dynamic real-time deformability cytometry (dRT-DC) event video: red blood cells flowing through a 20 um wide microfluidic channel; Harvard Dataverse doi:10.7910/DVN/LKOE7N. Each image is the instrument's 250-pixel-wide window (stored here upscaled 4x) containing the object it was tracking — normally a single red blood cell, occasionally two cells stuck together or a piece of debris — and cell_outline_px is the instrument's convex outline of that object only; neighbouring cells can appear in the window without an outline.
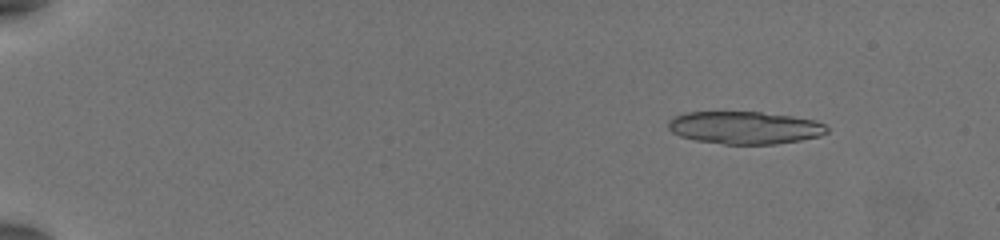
{"species": "common noctule bat (a hibernating species)", "species_latin": "Nyctalus noctula", "temperature_condition": "warm", "stored_images_in_passage": 43, "camera_frame_rate_fps": 3000, "um_per_image_px": 0.085, "animal": {"sex": "female", "body_mass_g": 19.5, "forearm_length_mm": 54.1}, "frame": {"image": 1, "passage_image": 2, "time_ms": 0.333, "image_size_px": [1000, 240], "cell_outline_px": [[828, 132], [820, 136], [800, 140], [776, 144], [724, 144], [696, 140], [680, 136], [672, 132], [668, 128], [668, 120], [672, 116], [684, 112], [760, 112], [792, 116], [816, 120], [824, 124], [828, 128]], "centroid_in_image_um": [63.29, 10.84], "position_along_channel_um": 21.7, "area_um2": 30.29}}
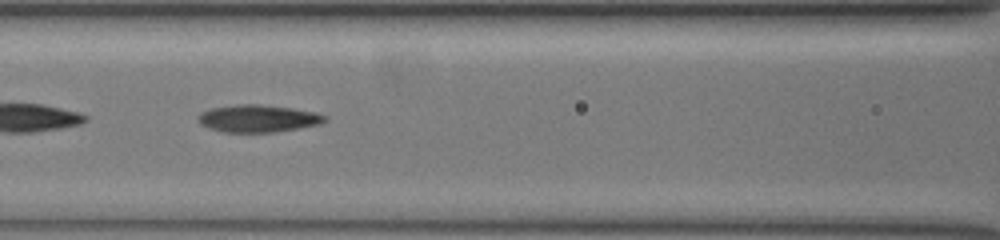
{"frame": {"image": 2, "passage_image": 22, "time_ms": 7.0, "image_size_px": [1000, 240], "cell_outline_px": [[328, 120], [320, 124], [300, 128], [276, 132], [224, 132], [208, 128], [200, 124], [196, 120], [196, 116], [200, 112], [212, 108], [236, 104], [260, 104], [292, 108], [312, 112], [324, 116]], "centroid_in_image_um": [21.87, 10.07], "position_along_channel_um": 144.7, "area_um2": 20.29}}
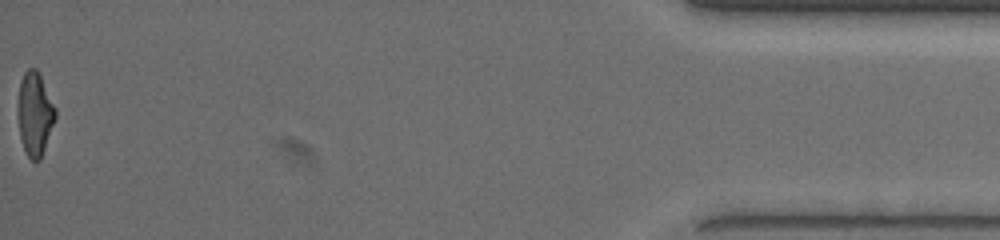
{"frame": {"image": 3, "passage_image": 43, "time_ms": 14.0, "image_size_px": [1000, 240], "cell_outline_px": [[56, 116], [40, 160], [32, 160], [28, 156], [24, 148], [20, 136], [16, 108], [20, 80], [24, 72], [28, 68], [36, 68], [40, 72], [56, 108]], "centroid_in_image_um": [2.94, 9.61], "position_along_channel_um": 432.3, "area_um2": 18.5}, "authors_computed_cell_mechanics": {"area_um2": 20.2878, "velocity_mm_per_s": 3.9455, "shape_relaxation_time_tau1_ms": 8.3529, "shape_relaxation_time_tau2_ms": 2.5299, "deformation_change_tau1": 0.2797, "deformation_change_tau2": 0.1227}}